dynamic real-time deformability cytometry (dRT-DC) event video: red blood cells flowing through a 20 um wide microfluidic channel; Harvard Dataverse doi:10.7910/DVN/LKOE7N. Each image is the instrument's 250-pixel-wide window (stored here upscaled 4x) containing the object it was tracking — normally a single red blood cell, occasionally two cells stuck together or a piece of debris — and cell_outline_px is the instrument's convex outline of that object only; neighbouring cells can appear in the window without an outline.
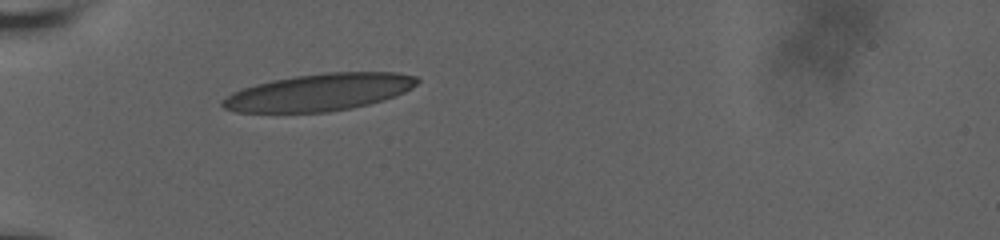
{"species": "human", "species_latin": "Homo sapiens", "temperature_condition": "room temperature", "stored_images_in_passage": 36, "camera_frame_rate_fps": 3000, "um_per_image_px": 0.085, "donor": {"sex": "male"}, "frame": {"image": 1, "passage_image": 1, "time_ms": 0.0, "image_size_px": [1000, 240], "cell_outline_px": [[420, 80], [412, 88], [396, 96], [384, 100], [352, 108], [328, 112], [236, 112], [224, 108], [220, 104], [220, 100], [232, 92], [256, 84], [272, 80], [296, 76], [328, 72], [396, 72], [416, 76]], "centroid_in_image_um": [27.14, 7.84], "position_along_channel_um": 57.9, "area_um2": 42.14}}
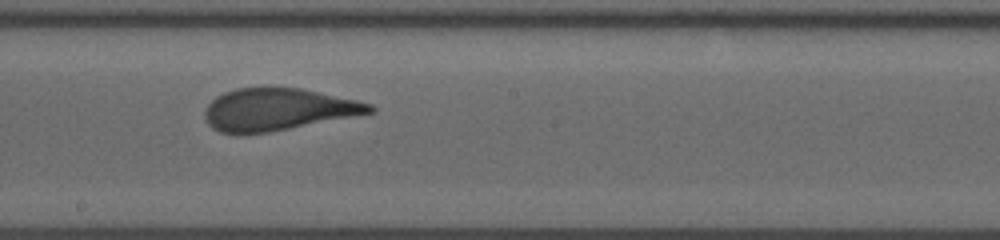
{"frame": {"image": 2, "passage_image": 13, "time_ms": 5.0, "image_size_px": [1000, 240], "cell_outline_px": [[376, 108], [372, 112], [268, 132], [220, 132], [212, 128], [208, 124], [204, 116], [204, 108], [216, 96], [224, 92], [236, 88], [300, 88], [356, 100], [372, 104]], "centroid_in_image_um": [23.57, 9.28], "position_along_channel_um": 224.6, "area_um2": 39.59}}
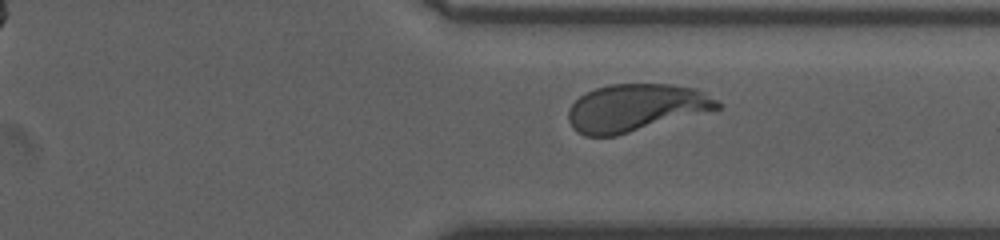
{"frame": {"image": 3, "passage_image": 28, "time_ms": 8.667, "image_size_px": [1000, 240], "cell_outline_px": [[720, 108], [616, 136], [584, 136], [576, 132], [572, 128], [568, 120], [568, 108], [580, 96], [596, 88], [608, 84], [672, 84], [696, 88], [716, 100], [720, 104]], "centroid_in_image_um": [53.98, 9.16], "position_along_channel_um": 357.4, "area_um2": 40.98}, "authors_computed_cell_mechanics": {"area_um2": 41.4137, "velocity_mm_per_s": 3.6171, "shape_relaxation_time_tau1_ms": 4.5328, "shape_relaxation_time_tau2_ms": null, "deformation_change_tau1": 0.1853, "deformation_change_tau2": null}}